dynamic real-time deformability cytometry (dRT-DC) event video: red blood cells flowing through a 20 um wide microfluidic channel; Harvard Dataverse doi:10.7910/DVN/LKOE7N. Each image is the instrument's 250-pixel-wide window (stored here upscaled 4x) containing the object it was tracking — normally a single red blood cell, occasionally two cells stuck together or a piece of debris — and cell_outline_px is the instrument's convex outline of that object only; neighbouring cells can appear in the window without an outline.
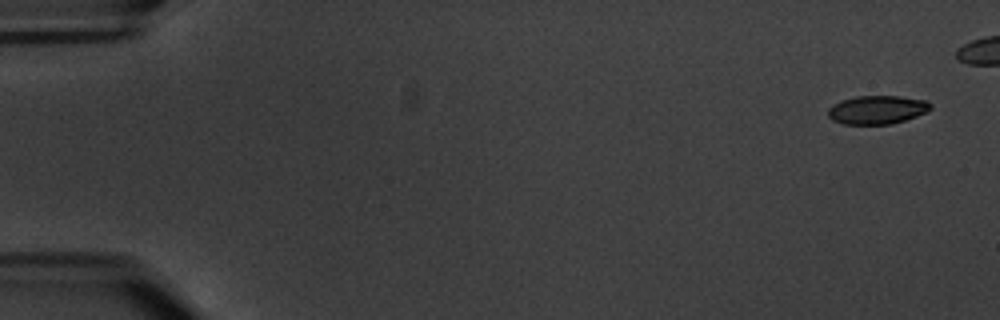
{"species": "common noctule bat (a hibernating species)", "species_latin": "Nyctalus noctula", "temperature_condition": "warm", "stored_images_in_passage": 6, "camera_frame_rate_fps": 3000, "um_per_image_px": 0.085, "animal": {"sex": "male", "body_mass_g": 20.1, "forearm_length_mm": 53.5}, "frame": {"image": 1, "passage_image": 1, "time_ms": 0.0, "image_size_px": [1000, 320], "cell_outline_px": [[932, 108], [928, 112], [892, 124], [844, 124], [832, 120], [828, 116], [828, 108], [832, 104], [840, 100], [856, 96], [900, 96], [928, 100], [932, 104]], "centroid_in_image_um": [74.57, 9.32], "position_along_channel_um": 10.4, "area_um2": 17.28}}